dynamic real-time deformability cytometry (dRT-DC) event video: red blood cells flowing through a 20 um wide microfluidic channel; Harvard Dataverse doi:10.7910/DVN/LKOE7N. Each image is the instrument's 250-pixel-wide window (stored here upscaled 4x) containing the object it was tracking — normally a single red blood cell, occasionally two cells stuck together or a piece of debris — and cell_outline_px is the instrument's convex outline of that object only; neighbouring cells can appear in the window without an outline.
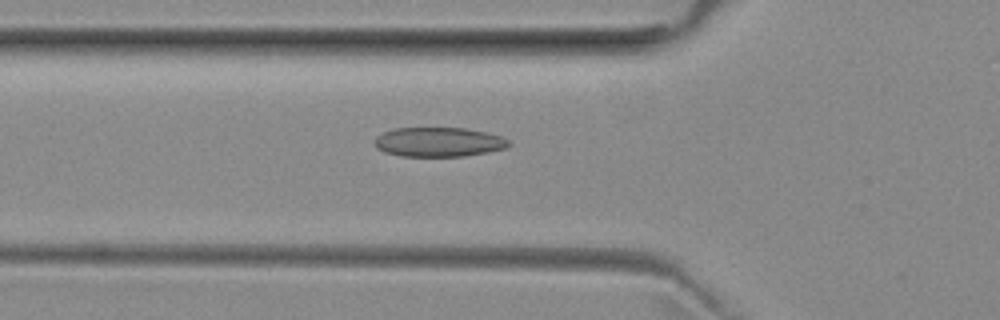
{"species": "common noctule bat (a hibernating species)", "species_latin": "Nyctalus noctula", "temperature_condition": "room temperature", "stored_images_in_passage": 46, "camera_frame_rate_fps": 3000, "um_per_image_px": 0.085, "animal": {"sex": "female", "body_mass_g": 29.2, "forearm_length_mm": 56.3}, "frame": {"image": 1, "passage_image": 18, "time_ms": 5.667, "image_size_px": [1000, 320], "cell_outline_px": [[512, 144], [508, 148], [488, 152], [464, 156], [400, 156], [384, 152], [376, 148], [376, 136], [384, 132], [396, 128], [464, 128], [484, 132], [500, 136], [508, 140]], "centroid_in_image_um": [37.3, 12.08], "position_along_channel_um": 88.5, "area_um2": 22.95}}
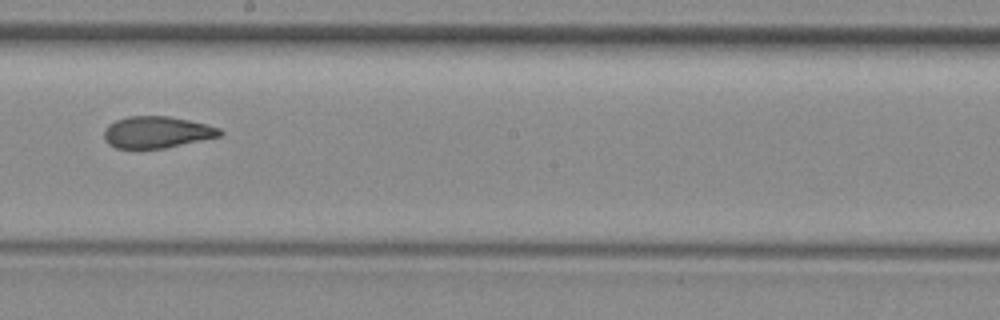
{"frame": {"image": 2, "passage_image": 29, "time_ms": 9.333, "image_size_px": [1000, 320], "cell_outline_px": [[224, 132], [220, 136], [164, 148], [116, 148], [108, 144], [104, 136], [104, 132], [108, 124], [116, 120], [128, 116], [168, 116], [208, 124], [220, 128]], "centroid_in_image_um": [13.34, 11.23], "position_along_channel_um": 234.9, "area_um2": 21.27}}
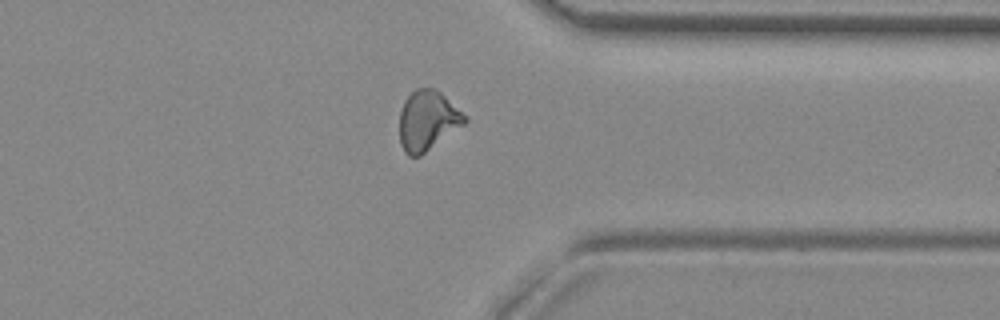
{"frame": {"image": 3, "passage_image": 40, "time_ms": 13.0, "image_size_px": [1000, 320], "cell_outline_px": [[468, 120], [464, 124], [420, 156], [408, 156], [404, 152], [400, 144], [400, 112], [404, 100], [416, 88], [436, 88], [468, 116]], "centroid_in_image_um": [36.35, 10.24], "position_along_channel_um": 375.1, "area_um2": 22.77}, "authors_computed_cell_mechanics": {"area_um2": 22.3108, "velocity_mm_per_s": 3.9792, "shape_relaxation_time_tau1_ms": 6.1597, "shape_relaxation_time_tau2_ms": 2.4338, "deformation_change_tau1": 0.1604, "deformation_change_tau2": 0.0839}}